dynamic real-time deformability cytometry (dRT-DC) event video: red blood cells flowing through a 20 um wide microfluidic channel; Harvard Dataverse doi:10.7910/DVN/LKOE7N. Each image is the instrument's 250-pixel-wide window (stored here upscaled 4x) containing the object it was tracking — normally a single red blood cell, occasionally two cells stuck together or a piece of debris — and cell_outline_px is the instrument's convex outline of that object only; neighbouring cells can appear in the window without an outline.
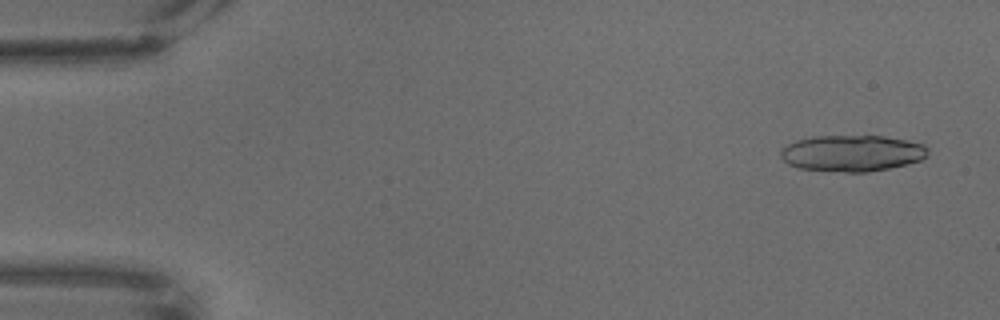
{"species": "common noctule bat (a hibernating species)", "species_latin": "Nyctalus noctula", "temperature_condition": "warm", "stored_images_in_passage": 68, "segment_of_instrument_passage": [1, 2], "camera_frame_rate_fps": 3000, "um_per_image_px": 0.085, "animal": {"sex": "male", "body_mass_g": 18.8}, "frame": {"image": 1, "passage_image": 4, "time_ms": 1.0, "image_size_px": [1000, 320], "cell_outline_px": [[928, 156], [920, 160], [888, 168], [864, 172], [844, 172], [800, 168], [788, 164], [780, 156], [780, 148], [796, 140], [812, 136], [884, 136], [924, 144], [928, 148]], "centroid_in_image_um": [72.4, 13.01], "position_along_channel_um": 12.6, "area_um2": 31.04}}